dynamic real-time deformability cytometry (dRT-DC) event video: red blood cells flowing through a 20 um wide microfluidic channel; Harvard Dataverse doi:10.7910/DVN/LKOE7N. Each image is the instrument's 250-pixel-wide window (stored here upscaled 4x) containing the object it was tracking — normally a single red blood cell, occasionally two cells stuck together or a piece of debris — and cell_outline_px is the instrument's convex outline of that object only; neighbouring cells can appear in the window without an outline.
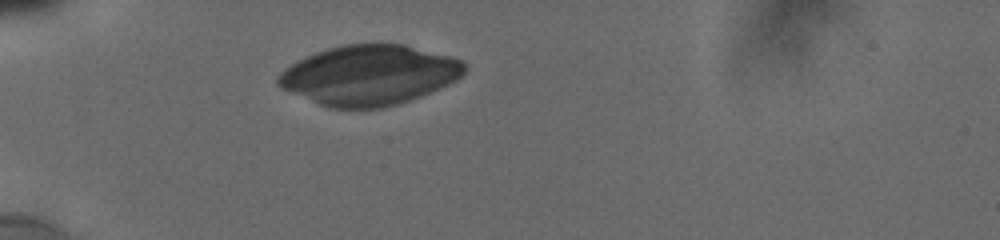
{"species": "human", "species_latin": "Homo sapiens", "temperature_condition": "cold", "stored_images_in_passage": 3, "camera_frame_rate_fps": 3000, "um_per_image_px": 0.085, "donor": {"sex": "male"}, "frame": {"image": 1, "passage_image": 1, "time_ms": 0.0, "image_size_px": [1000, 240], "cell_outline_px": [[464, 72], [456, 80], [448, 84], [420, 96], [400, 104], [384, 108], [328, 108], [280, 88], [276, 84], [276, 76], [284, 68], [304, 56], [328, 48], [344, 44], [372, 40], [380, 40], [404, 44], [448, 56], [460, 60], [464, 64]], "centroid_in_image_um": [31.32, 6.35], "position_along_channel_um": 53.7, "area_um2": 65.95}}